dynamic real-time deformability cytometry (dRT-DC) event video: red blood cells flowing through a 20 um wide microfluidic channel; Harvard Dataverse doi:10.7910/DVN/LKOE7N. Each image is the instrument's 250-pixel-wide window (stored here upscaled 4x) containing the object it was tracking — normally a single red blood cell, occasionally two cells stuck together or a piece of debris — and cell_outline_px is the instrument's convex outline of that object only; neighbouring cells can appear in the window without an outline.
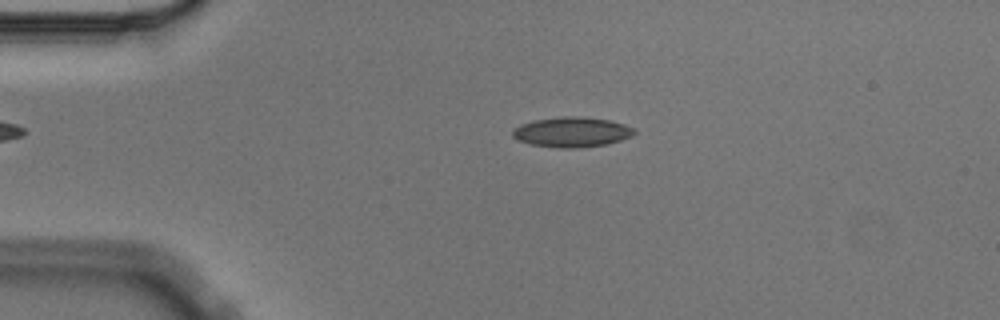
{"species": "Egyptian fruit bat (a non-hibernating species)", "species_latin": "Rousettus aegyptiacus", "temperature_condition": "cold", "stored_images_in_passage": 3, "camera_frame_rate_fps": 3000, "um_per_image_px": 0.085, "animal": {"sex": "male"}, "frame": {"image": 1, "passage_image": 2, "time_ms": 0.333, "image_size_px": [1000, 320], "cell_outline_px": [[636, 132], [632, 136], [620, 140], [604, 144], [576, 148], [560, 148], [532, 144], [520, 140], [512, 136], [512, 128], [520, 124], [536, 120], [560, 116], [580, 116], [612, 120], [636, 128]], "centroid_in_image_um": [48.63, 11.21], "position_along_channel_um": 36.4, "area_um2": 21.33}}